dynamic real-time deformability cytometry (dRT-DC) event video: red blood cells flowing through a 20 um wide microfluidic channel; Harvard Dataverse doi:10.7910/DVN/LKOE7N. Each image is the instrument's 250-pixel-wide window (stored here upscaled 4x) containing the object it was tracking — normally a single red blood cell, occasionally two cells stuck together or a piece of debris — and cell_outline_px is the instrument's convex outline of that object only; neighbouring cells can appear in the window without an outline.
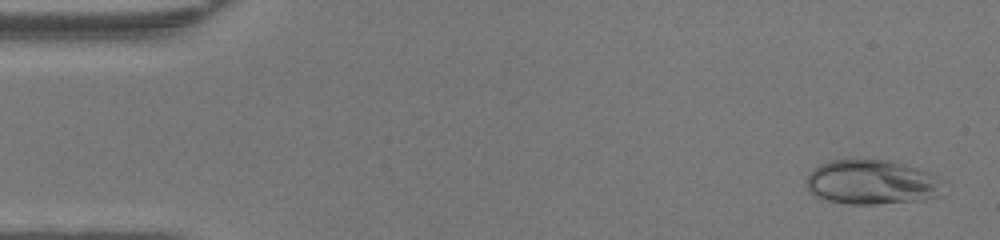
{"species": "human", "species_latin": "Homo sapiens", "temperature_condition": "warm", "stored_images_in_passage": 47, "camera_frame_rate_fps": 3000, "um_per_image_px": 0.085, "donor": {"sex": "female"}, "frame": {"image": 1, "passage_image": 2, "time_ms": 0.333, "image_size_px": [1000, 240], "cell_outline_px": [[944, 180], [940, 196], [920, 200], [876, 204], [848, 204], [828, 200], [816, 196], [808, 188], [808, 176], [820, 164], [832, 160], [888, 160], [916, 168], [928, 172]], "centroid_in_image_um": [74.16, 15.5], "position_along_channel_um": 10.8, "area_um2": 35.2}}
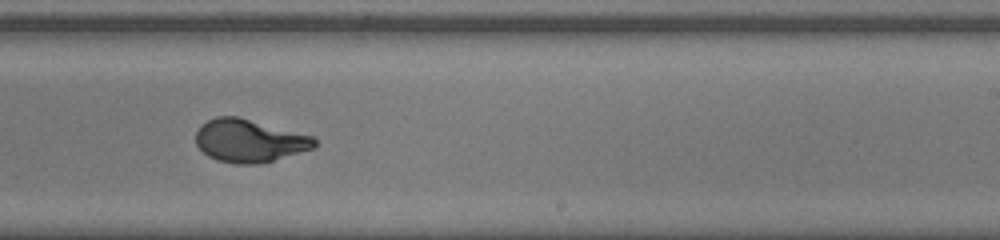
{"frame": {"image": 2, "passage_image": 29, "time_ms": 9.333, "image_size_px": [1000, 240], "cell_outline_px": [[316, 148], [272, 160], [256, 164], [236, 164], [216, 160], [208, 156], [196, 144], [196, 132], [200, 124], [216, 116], [240, 116], [312, 136], [316, 140]], "centroid_in_image_um": [21.17, 11.95], "position_along_channel_um": 267.8, "area_um2": 29.71}}
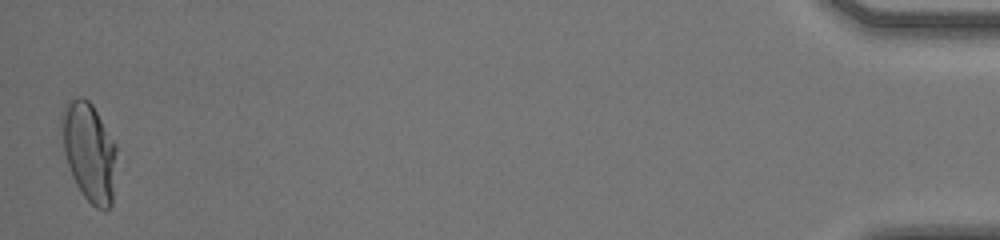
{"frame": {"image": 3, "passage_image": 47, "time_ms": 15.333, "image_size_px": [1000, 240], "cell_outline_px": [[116, 148], [112, 204], [108, 208], [96, 208], [80, 192], [72, 176], [64, 152], [60, 116], [60, 112], [64, 104], [68, 100], [76, 96], [84, 96], [92, 104], [116, 144]], "centroid_in_image_um": [7.55, 12.84], "position_along_channel_um": 427.7, "area_um2": 31.62}, "authors_computed_cell_mechanics": {"area_um2": 30.1716, "velocity_mm_per_s": 4.3154, "shape_relaxation_time_tau1_ms": 3.9922, "shape_relaxation_time_tau2_ms": null, "deformation_change_tau1": 0.2439, "deformation_change_tau2": null}}